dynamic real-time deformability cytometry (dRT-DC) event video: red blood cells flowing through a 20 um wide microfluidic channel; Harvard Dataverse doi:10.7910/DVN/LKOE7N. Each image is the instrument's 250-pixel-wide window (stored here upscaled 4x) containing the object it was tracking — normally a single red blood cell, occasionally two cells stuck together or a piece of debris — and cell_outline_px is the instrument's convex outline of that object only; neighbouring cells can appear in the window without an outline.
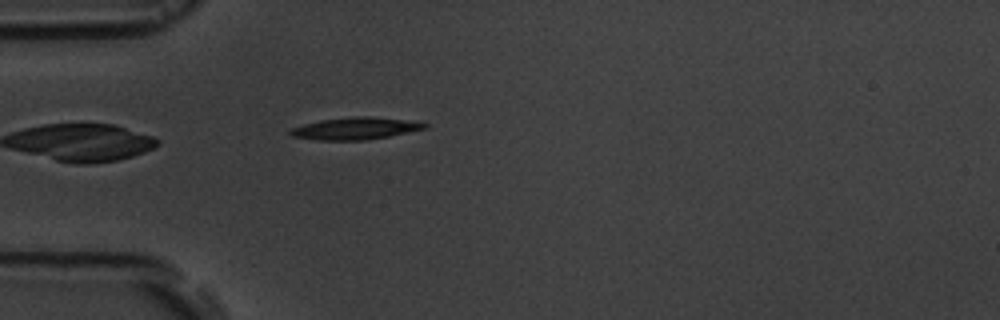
{"species": "common noctule bat (a hibernating species)", "species_latin": "Nyctalus noctula", "temperature_condition": "room temperature", "stored_images_in_passage": 5, "camera_frame_rate_fps": 3000, "um_per_image_px": 0.085, "animal": {"sex": "male", "body_mass_g": 19.5, "forearm_length_mm": 54.6}, "frame": {"image": 1, "passage_image": 5, "time_ms": 4.667, "image_size_px": [1000, 320], "cell_outline_px": [[428, 128], [368, 140], [316, 140], [292, 136], [288, 132], [292, 128], [304, 124], [320, 120], [352, 116], [372, 116], [428, 124]], "centroid_in_image_um": [30.15, 10.92], "position_along_channel_um": 54.8, "area_um2": 17.11}}